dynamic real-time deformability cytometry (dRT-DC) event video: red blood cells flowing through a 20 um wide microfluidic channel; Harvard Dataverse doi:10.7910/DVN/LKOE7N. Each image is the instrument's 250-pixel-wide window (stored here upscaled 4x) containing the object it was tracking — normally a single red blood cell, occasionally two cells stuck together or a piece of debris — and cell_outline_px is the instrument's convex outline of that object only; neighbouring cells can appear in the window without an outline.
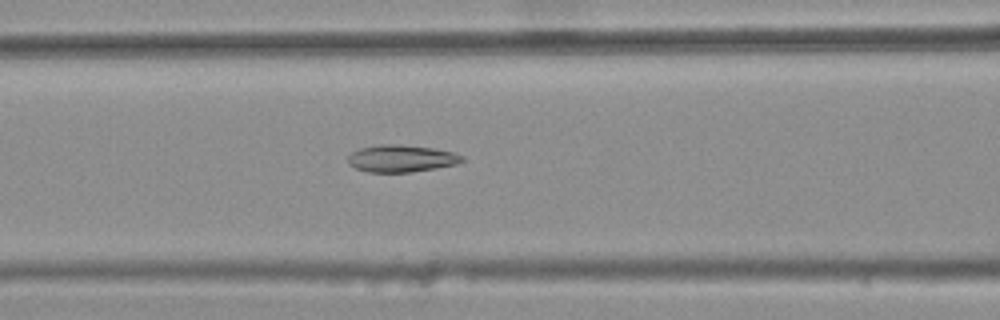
{"species": "common noctule bat (a hibernating species)", "species_latin": "Nyctalus noctula", "temperature_condition": "warm", "stored_images_in_passage": 47, "camera_frame_rate_fps": 3000, "um_per_image_px": 0.085, "animal": {"sex": "female", "body_mass_g": 25.1}, "frame": {"image": 1, "passage_image": 21, "time_ms": 6.667, "image_size_px": [1000, 320], "cell_outline_px": [[464, 160], [456, 164], [436, 168], [408, 172], [368, 172], [356, 168], [348, 164], [348, 156], [352, 152], [360, 148], [380, 144], [400, 144], [432, 148], [452, 152], [464, 156]], "centroid_in_image_um": [34.09, 13.46], "position_along_channel_um": 132.5, "area_um2": 17.98}}
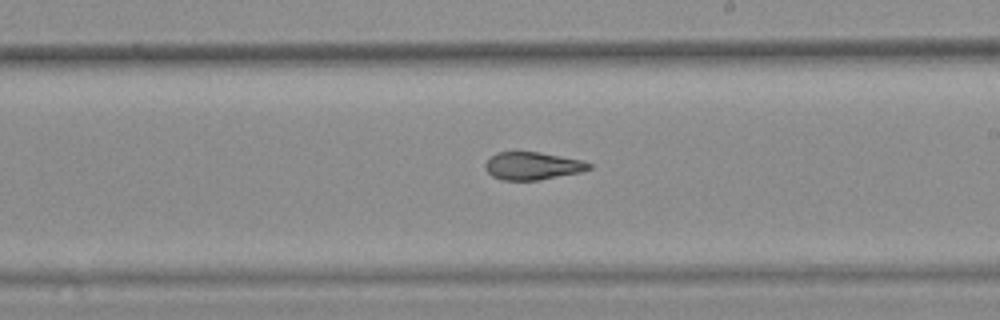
{"frame": {"image": 2, "passage_image": 30, "time_ms": 9.667, "image_size_px": [1000, 320], "cell_outline_px": [[592, 168], [580, 172], [540, 180], [500, 180], [492, 176], [484, 168], [484, 164], [496, 152], [540, 152], [580, 160], [592, 164]], "centroid_in_image_um": [45.24, 14.11], "position_along_channel_um": 243.8, "area_um2": 16.7}}
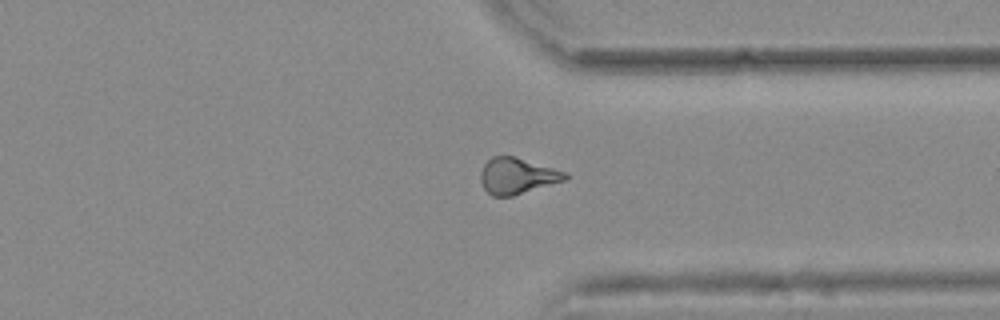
{"frame": {"image": 3, "passage_image": 40, "time_ms": 13.0, "image_size_px": [1000, 320], "cell_outline_px": [[568, 176], [564, 180], [512, 196], [492, 196], [484, 188], [480, 180], [480, 172], [484, 164], [492, 156], [516, 156], [568, 172]], "centroid_in_image_um": [43.95, 14.93], "position_along_channel_um": 367.5, "area_um2": 17.74}, "authors_computed_cell_mechanics": {"area_um2": 17.629, "velocity_mm_per_s": 3.7133, "shape_relaxation_time_tau1_ms": null, "shape_relaxation_time_tau2_ms": 3.6818, "deformation_change_tau1": null, "deformation_change_tau2": 0.1173}}